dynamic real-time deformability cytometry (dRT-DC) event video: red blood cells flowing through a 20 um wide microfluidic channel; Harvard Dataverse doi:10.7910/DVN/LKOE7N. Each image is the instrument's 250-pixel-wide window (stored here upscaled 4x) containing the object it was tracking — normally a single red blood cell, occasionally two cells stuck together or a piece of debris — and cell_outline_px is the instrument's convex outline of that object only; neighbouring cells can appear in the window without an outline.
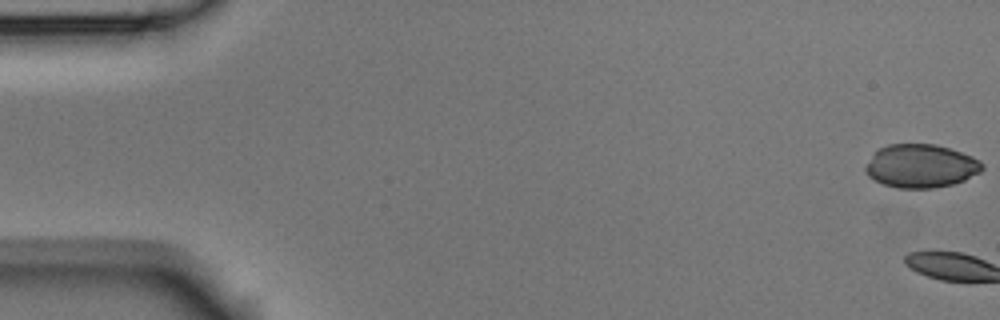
{"species": "Egyptian fruit bat (a non-hibernating species)", "species_latin": "Rousettus aegyptiacus", "temperature_condition": "room temperature", "stored_images_in_passage": 3, "camera_frame_rate_fps": 3000, "um_per_image_px": 0.085, "animal": {"sex": "male"}, "frame": {"image": 1, "passage_image": 1, "time_ms": 0.0, "image_size_px": [1000, 320], "cell_outline_px": [[984, 168], [980, 172], [964, 180], [952, 184], [932, 188], [896, 188], [884, 184], [868, 176], [864, 168], [872, 152], [888, 144], [936, 144], [972, 156], [980, 160], [984, 164]], "centroid_in_image_um": [78.26, 14.1], "position_along_channel_um": 6.7, "area_um2": 29.59}}